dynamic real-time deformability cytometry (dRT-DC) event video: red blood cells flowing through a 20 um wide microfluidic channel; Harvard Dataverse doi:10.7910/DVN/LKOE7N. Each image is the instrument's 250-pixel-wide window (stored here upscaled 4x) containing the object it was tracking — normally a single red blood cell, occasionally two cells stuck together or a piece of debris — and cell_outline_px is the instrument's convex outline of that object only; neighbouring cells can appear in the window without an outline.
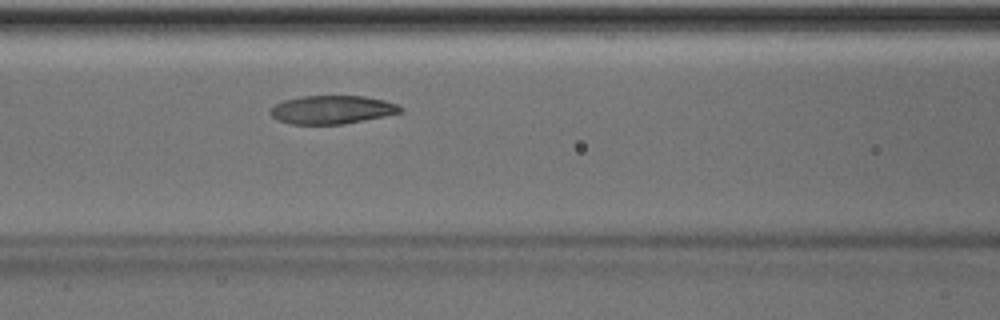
{"species": "Egyptian fruit bat (a non-hibernating species)", "species_latin": "Rousettus aegyptiacus", "temperature_condition": "room temperature", "stored_images_in_passage": 43, "camera_frame_rate_fps": 3000, "um_per_image_px": 0.085, "animal": {"sex": "male"}, "frame": {"image": 1, "passage_image": 14, "time_ms": 4.333, "image_size_px": [1000, 320], "cell_outline_px": [[404, 108], [400, 112], [384, 116], [344, 124], [292, 124], [276, 120], [272, 116], [272, 108], [276, 104], [284, 100], [300, 96], [364, 96], [384, 100], [396, 104]], "centroid_in_image_um": [28.22, 9.32], "position_along_channel_um": 138.4, "area_um2": 21.33}}
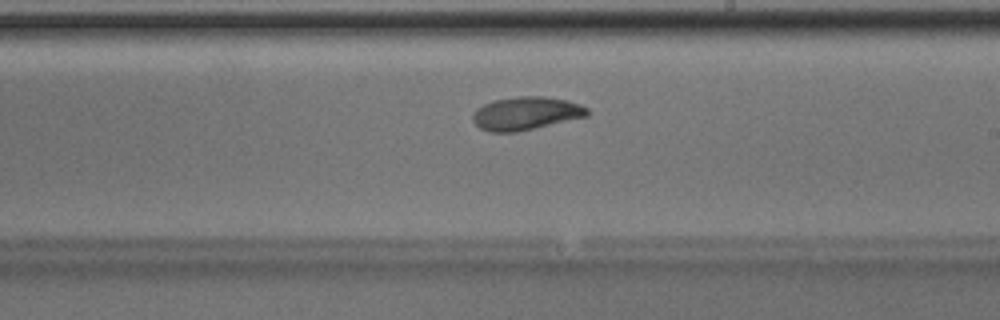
{"frame": {"image": 2, "passage_image": 22, "time_ms": 7.0, "image_size_px": [1000, 320], "cell_outline_px": [[592, 112], [588, 116], [516, 132], [488, 132], [480, 128], [472, 120], [472, 116], [476, 108], [492, 100], [516, 96], [544, 96], [568, 100], [580, 104], [588, 108]], "centroid_in_image_um": [44.71, 9.62], "position_along_channel_um": 244.3, "area_um2": 22.37}}
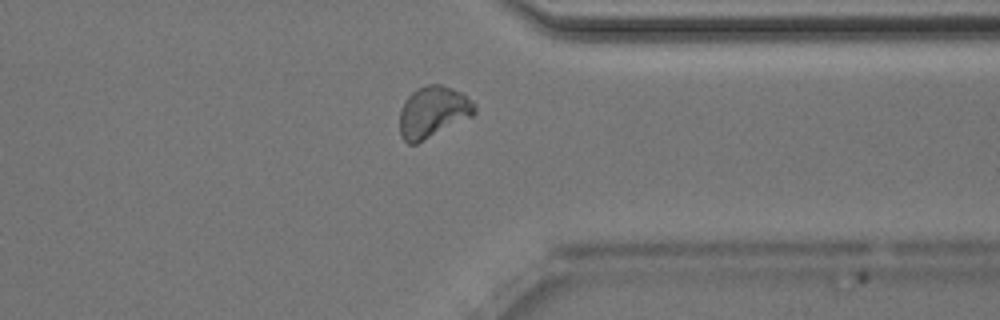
{"frame": {"image": 3, "passage_image": 32, "time_ms": 10.333, "image_size_px": [1000, 320], "cell_outline_px": [[476, 112], [472, 116], [416, 144], [408, 144], [400, 136], [400, 108], [408, 96], [416, 88], [428, 84], [440, 84], [464, 92], [476, 104]], "centroid_in_image_um": [36.81, 9.5], "position_along_channel_um": 374.6, "area_um2": 22.6}, "authors_computed_cell_mechanics": {"area_um2": 21.964, "velocity_mm_per_s": 3.9855, "shape_relaxation_time_tau1_ms": 3.6097, "shape_relaxation_time_tau2_ms": 1.7174, "deformation_change_tau1": 0.1357, "deformation_change_tau2": 0.0458}}